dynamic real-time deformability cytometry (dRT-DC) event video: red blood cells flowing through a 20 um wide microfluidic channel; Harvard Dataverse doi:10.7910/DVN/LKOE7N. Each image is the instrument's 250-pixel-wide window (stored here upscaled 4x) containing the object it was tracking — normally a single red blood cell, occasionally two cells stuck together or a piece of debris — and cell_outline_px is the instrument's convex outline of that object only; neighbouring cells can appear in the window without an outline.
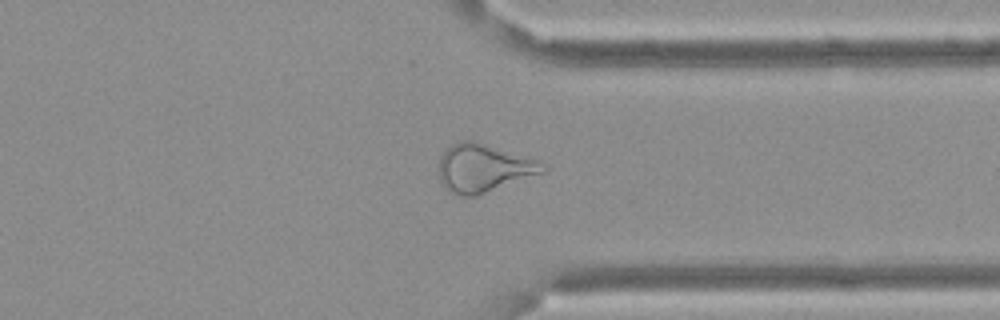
{"species": "Egyptian fruit bat (a non-hibernating species)", "species_latin": "Rousettus aegyptiacus", "temperature_condition": "cold", "stored_images_in_passage": 48, "camera_frame_rate_fps": 3000, "um_per_image_px": 0.085, "frame": {"image": 1, "passage_image": 35, "time_ms": 11.333, "image_size_px": [1000, 320], "cell_outline_px": [[548, 168], [544, 172], [476, 196], [460, 196], [448, 192], [444, 188], [440, 180], [440, 160], [444, 152], [452, 144], [460, 140], [472, 140], [536, 160], [544, 164]], "centroid_in_image_um": [41.07, 14.31], "position_along_channel_um": 370.3, "area_um2": 28.67}, "authors_computed_cell_mechanics": {"area_um2": 29.7381, "velocity_mm_per_s": 3.4134, "shape_relaxation_time_tau1_ms": null, "shape_relaxation_time_tau2_ms": 2.2485, "deformation_change_tau1": null, "deformation_change_tau2": 0.1183}}